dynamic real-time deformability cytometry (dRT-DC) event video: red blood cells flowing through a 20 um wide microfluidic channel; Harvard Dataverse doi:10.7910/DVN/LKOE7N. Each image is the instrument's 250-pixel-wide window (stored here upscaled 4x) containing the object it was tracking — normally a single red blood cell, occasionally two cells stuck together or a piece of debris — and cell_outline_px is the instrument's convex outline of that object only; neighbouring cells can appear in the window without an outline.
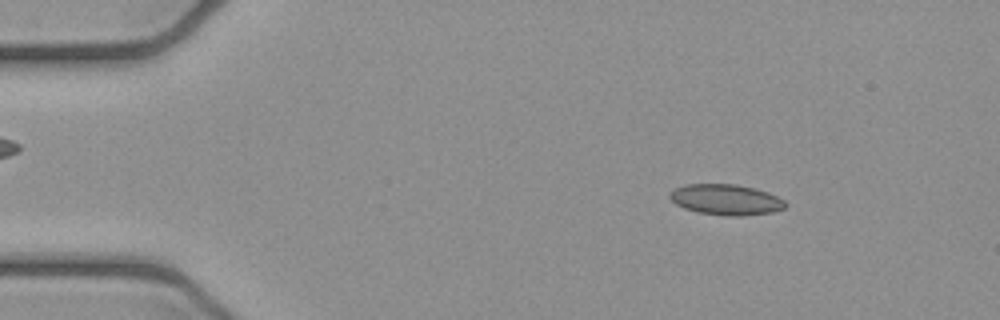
{"species": "common noctule bat (a hibernating species)", "species_latin": "Nyctalus noctula", "temperature_condition": "cold", "stored_images_in_passage": 4, "camera_frame_rate_fps": 3000, "um_per_image_px": 0.085, "animal": {"sex": "female", "body_mass_g": 21.9}, "frame": {"image": 1, "passage_image": 2, "time_ms": 0.333, "image_size_px": [1000, 320], "cell_outline_px": [[788, 204], [784, 208], [772, 212], [744, 216], [724, 216], [700, 212], [684, 208], [676, 204], [668, 196], [668, 192], [684, 184], [736, 184], [768, 192], [784, 200]], "centroid_in_image_um": [61.7, 16.97], "position_along_channel_um": 23.3, "area_um2": 20.69}}